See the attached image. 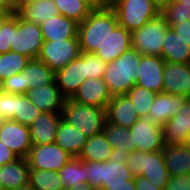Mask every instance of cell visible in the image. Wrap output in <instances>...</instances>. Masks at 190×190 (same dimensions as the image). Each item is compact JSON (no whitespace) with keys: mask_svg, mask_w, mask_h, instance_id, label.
I'll list each match as a JSON object with an SVG mask.
<instances>
[{"mask_svg":"<svg viewBox=\"0 0 190 190\" xmlns=\"http://www.w3.org/2000/svg\"><path fill=\"white\" fill-rule=\"evenodd\" d=\"M118 25L113 9H93L78 25L81 52L95 53Z\"/></svg>","mask_w":190,"mask_h":190,"instance_id":"1","label":"cell"},{"mask_svg":"<svg viewBox=\"0 0 190 190\" xmlns=\"http://www.w3.org/2000/svg\"><path fill=\"white\" fill-rule=\"evenodd\" d=\"M141 56L131 47L119 58L107 63L103 79L112 96L126 95L136 84Z\"/></svg>","mask_w":190,"mask_h":190,"instance_id":"2","label":"cell"},{"mask_svg":"<svg viewBox=\"0 0 190 190\" xmlns=\"http://www.w3.org/2000/svg\"><path fill=\"white\" fill-rule=\"evenodd\" d=\"M124 159L134 177H145L157 188L165 189L170 174L164 163L162 150L155 152L133 150Z\"/></svg>","mask_w":190,"mask_h":190,"instance_id":"3","label":"cell"},{"mask_svg":"<svg viewBox=\"0 0 190 190\" xmlns=\"http://www.w3.org/2000/svg\"><path fill=\"white\" fill-rule=\"evenodd\" d=\"M62 117L88 138L103 132L107 120L106 109L84 105L71 98H66Z\"/></svg>","mask_w":190,"mask_h":190,"instance_id":"4","label":"cell"},{"mask_svg":"<svg viewBox=\"0 0 190 190\" xmlns=\"http://www.w3.org/2000/svg\"><path fill=\"white\" fill-rule=\"evenodd\" d=\"M86 165L88 184L98 190L102 185L129 184L134 176L125 163V159L113 155L107 162L81 160Z\"/></svg>","mask_w":190,"mask_h":190,"instance_id":"5","label":"cell"},{"mask_svg":"<svg viewBox=\"0 0 190 190\" xmlns=\"http://www.w3.org/2000/svg\"><path fill=\"white\" fill-rule=\"evenodd\" d=\"M170 29L160 14L144 26L131 32L132 48L141 55L161 56L164 37Z\"/></svg>","mask_w":190,"mask_h":190,"instance_id":"6","label":"cell"},{"mask_svg":"<svg viewBox=\"0 0 190 190\" xmlns=\"http://www.w3.org/2000/svg\"><path fill=\"white\" fill-rule=\"evenodd\" d=\"M113 10L119 25L130 32L161 14L151 0H124Z\"/></svg>","mask_w":190,"mask_h":190,"instance_id":"7","label":"cell"},{"mask_svg":"<svg viewBox=\"0 0 190 190\" xmlns=\"http://www.w3.org/2000/svg\"><path fill=\"white\" fill-rule=\"evenodd\" d=\"M40 25L20 19L13 13V46L11 51L37 59L43 44Z\"/></svg>","mask_w":190,"mask_h":190,"instance_id":"8","label":"cell"},{"mask_svg":"<svg viewBox=\"0 0 190 190\" xmlns=\"http://www.w3.org/2000/svg\"><path fill=\"white\" fill-rule=\"evenodd\" d=\"M81 54L78 38L58 41H44L38 59L55 73L63 69Z\"/></svg>","mask_w":190,"mask_h":190,"instance_id":"9","label":"cell"},{"mask_svg":"<svg viewBox=\"0 0 190 190\" xmlns=\"http://www.w3.org/2000/svg\"><path fill=\"white\" fill-rule=\"evenodd\" d=\"M129 129V143L134 150L155 152L166 147L162 126L148 118H139Z\"/></svg>","mask_w":190,"mask_h":190,"instance_id":"10","label":"cell"},{"mask_svg":"<svg viewBox=\"0 0 190 190\" xmlns=\"http://www.w3.org/2000/svg\"><path fill=\"white\" fill-rule=\"evenodd\" d=\"M72 158L56 143L33 145L27 157L29 168L59 172Z\"/></svg>","mask_w":190,"mask_h":190,"instance_id":"11","label":"cell"},{"mask_svg":"<svg viewBox=\"0 0 190 190\" xmlns=\"http://www.w3.org/2000/svg\"><path fill=\"white\" fill-rule=\"evenodd\" d=\"M0 141L19 158H27L33 146L29 126L13 120L0 123Z\"/></svg>","mask_w":190,"mask_h":190,"instance_id":"12","label":"cell"},{"mask_svg":"<svg viewBox=\"0 0 190 190\" xmlns=\"http://www.w3.org/2000/svg\"><path fill=\"white\" fill-rule=\"evenodd\" d=\"M86 79V52L55 73L56 85L66 98H71Z\"/></svg>","mask_w":190,"mask_h":190,"instance_id":"13","label":"cell"},{"mask_svg":"<svg viewBox=\"0 0 190 190\" xmlns=\"http://www.w3.org/2000/svg\"><path fill=\"white\" fill-rule=\"evenodd\" d=\"M164 67L161 56L142 55L135 85L155 93L162 92Z\"/></svg>","mask_w":190,"mask_h":190,"instance_id":"14","label":"cell"},{"mask_svg":"<svg viewBox=\"0 0 190 190\" xmlns=\"http://www.w3.org/2000/svg\"><path fill=\"white\" fill-rule=\"evenodd\" d=\"M111 97L103 78H87L71 99L84 105L107 109Z\"/></svg>","mask_w":190,"mask_h":190,"instance_id":"15","label":"cell"},{"mask_svg":"<svg viewBox=\"0 0 190 190\" xmlns=\"http://www.w3.org/2000/svg\"><path fill=\"white\" fill-rule=\"evenodd\" d=\"M165 146L184 145L190 132V100L188 99L179 112L169 119L163 126Z\"/></svg>","mask_w":190,"mask_h":190,"instance_id":"16","label":"cell"},{"mask_svg":"<svg viewBox=\"0 0 190 190\" xmlns=\"http://www.w3.org/2000/svg\"><path fill=\"white\" fill-rule=\"evenodd\" d=\"M189 73L190 64L165 62L162 92L189 97Z\"/></svg>","mask_w":190,"mask_h":190,"instance_id":"17","label":"cell"},{"mask_svg":"<svg viewBox=\"0 0 190 190\" xmlns=\"http://www.w3.org/2000/svg\"><path fill=\"white\" fill-rule=\"evenodd\" d=\"M188 100L186 96L168 94L164 92L156 93L152 102L148 119L163 126L169 119L175 116L184 103Z\"/></svg>","mask_w":190,"mask_h":190,"instance_id":"18","label":"cell"},{"mask_svg":"<svg viewBox=\"0 0 190 190\" xmlns=\"http://www.w3.org/2000/svg\"><path fill=\"white\" fill-rule=\"evenodd\" d=\"M62 118V112H41L29 126L32 145L55 143L57 129Z\"/></svg>","mask_w":190,"mask_h":190,"instance_id":"19","label":"cell"},{"mask_svg":"<svg viewBox=\"0 0 190 190\" xmlns=\"http://www.w3.org/2000/svg\"><path fill=\"white\" fill-rule=\"evenodd\" d=\"M25 95L41 112H62L66 101L56 84L31 88Z\"/></svg>","mask_w":190,"mask_h":190,"instance_id":"20","label":"cell"},{"mask_svg":"<svg viewBox=\"0 0 190 190\" xmlns=\"http://www.w3.org/2000/svg\"><path fill=\"white\" fill-rule=\"evenodd\" d=\"M107 121L125 128L132 127L140 118L127 95L112 96L106 109Z\"/></svg>","mask_w":190,"mask_h":190,"instance_id":"21","label":"cell"},{"mask_svg":"<svg viewBox=\"0 0 190 190\" xmlns=\"http://www.w3.org/2000/svg\"><path fill=\"white\" fill-rule=\"evenodd\" d=\"M131 47V32L118 25L104 43L99 46L95 54L104 62L109 63L119 58Z\"/></svg>","mask_w":190,"mask_h":190,"instance_id":"22","label":"cell"},{"mask_svg":"<svg viewBox=\"0 0 190 190\" xmlns=\"http://www.w3.org/2000/svg\"><path fill=\"white\" fill-rule=\"evenodd\" d=\"M78 25L75 20L59 14L40 24L44 41H58L78 38Z\"/></svg>","mask_w":190,"mask_h":190,"instance_id":"23","label":"cell"},{"mask_svg":"<svg viewBox=\"0 0 190 190\" xmlns=\"http://www.w3.org/2000/svg\"><path fill=\"white\" fill-rule=\"evenodd\" d=\"M15 14L22 20L40 25L60 13L54 0H35L29 3L19 4Z\"/></svg>","mask_w":190,"mask_h":190,"instance_id":"24","label":"cell"},{"mask_svg":"<svg viewBox=\"0 0 190 190\" xmlns=\"http://www.w3.org/2000/svg\"><path fill=\"white\" fill-rule=\"evenodd\" d=\"M29 172L27 158H18L12 163L0 166L2 190H13L29 185Z\"/></svg>","mask_w":190,"mask_h":190,"instance_id":"25","label":"cell"},{"mask_svg":"<svg viewBox=\"0 0 190 190\" xmlns=\"http://www.w3.org/2000/svg\"><path fill=\"white\" fill-rule=\"evenodd\" d=\"M88 137H86L78 128H75L63 118L56 133L55 143L72 157H78Z\"/></svg>","mask_w":190,"mask_h":190,"instance_id":"26","label":"cell"},{"mask_svg":"<svg viewBox=\"0 0 190 190\" xmlns=\"http://www.w3.org/2000/svg\"><path fill=\"white\" fill-rule=\"evenodd\" d=\"M22 72L24 73L25 93L34 87L56 84L55 72L38 58L30 59Z\"/></svg>","mask_w":190,"mask_h":190,"instance_id":"27","label":"cell"},{"mask_svg":"<svg viewBox=\"0 0 190 190\" xmlns=\"http://www.w3.org/2000/svg\"><path fill=\"white\" fill-rule=\"evenodd\" d=\"M161 57L165 62L190 64V46L171 28L164 37Z\"/></svg>","mask_w":190,"mask_h":190,"instance_id":"28","label":"cell"},{"mask_svg":"<svg viewBox=\"0 0 190 190\" xmlns=\"http://www.w3.org/2000/svg\"><path fill=\"white\" fill-rule=\"evenodd\" d=\"M162 155L170 175H190V149L187 146H166Z\"/></svg>","mask_w":190,"mask_h":190,"instance_id":"29","label":"cell"},{"mask_svg":"<svg viewBox=\"0 0 190 190\" xmlns=\"http://www.w3.org/2000/svg\"><path fill=\"white\" fill-rule=\"evenodd\" d=\"M113 156V148L104 132L88 138L78 158L93 162H107Z\"/></svg>","mask_w":190,"mask_h":190,"instance_id":"30","label":"cell"},{"mask_svg":"<svg viewBox=\"0 0 190 190\" xmlns=\"http://www.w3.org/2000/svg\"><path fill=\"white\" fill-rule=\"evenodd\" d=\"M66 190L80 188L81 184H88L86 165L78 157H72L58 172Z\"/></svg>","mask_w":190,"mask_h":190,"instance_id":"31","label":"cell"},{"mask_svg":"<svg viewBox=\"0 0 190 190\" xmlns=\"http://www.w3.org/2000/svg\"><path fill=\"white\" fill-rule=\"evenodd\" d=\"M103 132L107 137L111 147L113 148V155H118L124 158L134 150L129 143V128L115 125L106 120Z\"/></svg>","mask_w":190,"mask_h":190,"instance_id":"32","label":"cell"},{"mask_svg":"<svg viewBox=\"0 0 190 190\" xmlns=\"http://www.w3.org/2000/svg\"><path fill=\"white\" fill-rule=\"evenodd\" d=\"M30 58L15 51L0 54V81L20 73Z\"/></svg>","mask_w":190,"mask_h":190,"instance_id":"33","label":"cell"},{"mask_svg":"<svg viewBox=\"0 0 190 190\" xmlns=\"http://www.w3.org/2000/svg\"><path fill=\"white\" fill-rule=\"evenodd\" d=\"M29 185L35 190H58L64 188L58 172L30 169Z\"/></svg>","mask_w":190,"mask_h":190,"instance_id":"34","label":"cell"},{"mask_svg":"<svg viewBox=\"0 0 190 190\" xmlns=\"http://www.w3.org/2000/svg\"><path fill=\"white\" fill-rule=\"evenodd\" d=\"M41 111L25 94H15V114L14 121L30 126Z\"/></svg>","mask_w":190,"mask_h":190,"instance_id":"35","label":"cell"},{"mask_svg":"<svg viewBox=\"0 0 190 190\" xmlns=\"http://www.w3.org/2000/svg\"><path fill=\"white\" fill-rule=\"evenodd\" d=\"M54 3L60 14L75 20L77 23L83 22L93 10L84 0H54Z\"/></svg>","mask_w":190,"mask_h":190,"instance_id":"36","label":"cell"},{"mask_svg":"<svg viewBox=\"0 0 190 190\" xmlns=\"http://www.w3.org/2000/svg\"><path fill=\"white\" fill-rule=\"evenodd\" d=\"M134 105L140 118H148L156 93L134 85L126 94Z\"/></svg>","mask_w":190,"mask_h":190,"instance_id":"37","label":"cell"},{"mask_svg":"<svg viewBox=\"0 0 190 190\" xmlns=\"http://www.w3.org/2000/svg\"><path fill=\"white\" fill-rule=\"evenodd\" d=\"M161 15L165 18L169 27L179 23L190 21V8L181 6L179 2L173 0Z\"/></svg>","mask_w":190,"mask_h":190,"instance_id":"38","label":"cell"},{"mask_svg":"<svg viewBox=\"0 0 190 190\" xmlns=\"http://www.w3.org/2000/svg\"><path fill=\"white\" fill-rule=\"evenodd\" d=\"M107 63L95 53H86V77L103 78Z\"/></svg>","mask_w":190,"mask_h":190,"instance_id":"39","label":"cell"},{"mask_svg":"<svg viewBox=\"0 0 190 190\" xmlns=\"http://www.w3.org/2000/svg\"><path fill=\"white\" fill-rule=\"evenodd\" d=\"M13 46V14L0 28V54L10 52Z\"/></svg>","mask_w":190,"mask_h":190,"instance_id":"40","label":"cell"},{"mask_svg":"<svg viewBox=\"0 0 190 190\" xmlns=\"http://www.w3.org/2000/svg\"><path fill=\"white\" fill-rule=\"evenodd\" d=\"M15 114V94L2 92L0 94V118L13 120Z\"/></svg>","mask_w":190,"mask_h":190,"instance_id":"41","label":"cell"},{"mask_svg":"<svg viewBox=\"0 0 190 190\" xmlns=\"http://www.w3.org/2000/svg\"><path fill=\"white\" fill-rule=\"evenodd\" d=\"M3 92L11 94H25L24 73L21 71L2 82Z\"/></svg>","mask_w":190,"mask_h":190,"instance_id":"42","label":"cell"},{"mask_svg":"<svg viewBox=\"0 0 190 190\" xmlns=\"http://www.w3.org/2000/svg\"><path fill=\"white\" fill-rule=\"evenodd\" d=\"M164 190H190V175H170Z\"/></svg>","mask_w":190,"mask_h":190,"instance_id":"43","label":"cell"},{"mask_svg":"<svg viewBox=\"0 0 190 190\" xmlns=\"http://www.w3.org/2000/svg\"><path fill=\"white\" fill-rule=\"evenodd\" d=\"M170 28L190 46V21L173 25Z\"/></svg>","mask_w":190,"mask_h":190,"instance_id":"44","label":"cell"},{"mask_svg":"<svg viewBox=\"0 0 190 190\" xmlns=\"http://www.w3.org/2000/svg\"><path fill=\"white\" fill-rule=\"evenodd\" d=\"M19 157L0 141V166L14 162Z\"/></svg>","mask_w":190,"mask_h":190,"instance_id":"45","label":"cell"},{"mask_svg":"<svg viewBox=\"0 0 190 190\" xmlns=\"http://www.w3.org/2000/svg\"><path fill=\"white\" fill-rule=\"evenodd\" d=\"M135 190H163L160 188H157L153 184L150 183L147 178L142 176H136L135 177Z\"/></svg>","mask_w":190,"mask_h":190,"instance_id":"46","label":"cell"},{"mask_svg":"<svg viewBox=\"0 0 190 190\" xmlns=\"http://www.w3.org/2000/svg\"><path fill=\"white\" fill-rule=\"evenodd\" d=\"M101 190H135V177L129 179V184L102 185Z\"/></svg>","mask_w":190,"mask_h":190,"instance_id":"47","label":"cell"},{"mask_svg":"<svg viewBox=\"0 0 190 190\" xmlns=\"http://www.w3.org/2000/svg\"><path fill=\"white\" fill-rule=\"evenodd\" d=\"M0 5L3 6L7 11H11L13 13L16 12V0H0Z\"/></svg>","mask_w":190,"mask_h":190,"instance_id":"48","label":"cell"},{"mask_svg":"<svg viewBox=\"0 0 190 190\" xmlns=\"http://www.w3.org/2000/svg\"><path fill=\"white\" fill-rule=\"evenodd\" d=\"M156 8L162 12L173 0H151Z\"/></svg>","mask_w":190,"mask_h":190,"instance_id":"49","label":"cell"},{"mask_svg":"<svg viewBox=\"0 0 190 190\" xmlns=\"http://www.w3.org/2000/svg\"><path fill=\"white\" fill-rule=\"evenodd\" d=\"M89 4L93 9H102L104 8V0H84Z\"/></svg>","mask_w":190,"mask_h":190,"instance_id":"50","label":"cell"},{"mask_svg":"<svg viewBox=\"0 0 190 190\" xmlns=\"http://www.w3.org/2000/svg\"><path fill=\"white\" fill-rule=\"evenodd\" d=\"M124 0H104V8L113 9Z\"/></svg>","mask_w":190,"mask_h":190,"instance_id":"51","label":"cell"},{"mask_svg":"<svg viewBox=\"0 0 190 190\" xmlns=\"http://www.w3.org/2000/svg\"><path fill=\"white\" fill-rule=\"evenodd\" d=\"M69 190H98L95 187L82 183L80 188H70Z\"/></svg>","mask_w":190,"mask_h":190,"instance_id":"52","label":"cell"},{"mask_svg":"<svg viewBox=\"0 0 190 190\" xmlns=\"http://www.w3.org/2000/svg\"><path fill=\"white\" fill-rule=\"evenodd\" d=\"M13 12L7 11L3 6L0 5V16H11Z\"/></svg>","mask_w":190,"mask_h":190,"instance_id":"53","label":"cell"},{"mask_svg":"<svg viewBox=\"0 0 190 190\" xmlns=\"http://www.w3.org/2000/svg\"><path fill=\"white\" fill-rule=\"evenodd\" d=\"M176 2H179L181 6H185L190 8V0H175Z\"/></svg>","mask_w":190,"mask_h":190,"instance_id":"54","label":"cell"},{"mask_svg":"<svg viewBox=\"0 0 190 190\" xmlns=\"http://www.w3.org/2000/svg\"><path fill=\"white\" fill-rule=\"evenodd\" d=\"M13 190H35V189L31 185H27L24 187L13 189Z\"/></svg>","mask_w":190,"mask_h":190,"instance_id":"55","label":"cell"},{"mask_svg":"<svg viewBox=\"0 0 190 190\" xmlns=\"http://www.w3.org/2000/svg\"><path fill=\"white\" fill-rule=\"evenodd\" d=\"M184 145L187 146L190 149V132L188 133Z\"/></svg>","mask_w":190,"mask_h":190,"instance_id":"56","label":"cell"},{"mask_svg":"<svg viewBox=\"0 0 190 190\" xmlns=\"http://www.w3.org/2000/svg\"><path fill=\"white\" fill-rule=\"evenodd\" d=\"M10 16H0V28Z\"/></svg>","mask_w":190,"mask_h":190,"instance_id":"57","label":"cell"},{"mask_svg":"<svg viewBox=\"0 0 190 190\" xmlns=\"http://www.w3.org/2000/svg\"><path fill=\"white\" fill-rule=\"evenodd\" d=\"M33 1H35V0H16V3L18 6L19 4L29 3V2H33Z\"/></svg>","mask_w":190,"mask_h":190,"instance_id":"58","label":"cell"},{"mask_svg":"<svg viewBox=\"0 0 190 190\" xmlns=\"http://www.w3.org/2000/svg\"><path fill=\"white\" fill-rule=\"evenodd\" d=\"M3 92L2 82L0 81V94Z\"/></svg>","mask_w":190,"mask_h":190,"instance_id":"59","label":"cell"},{"mask_svg":"<svg viewBox=\"0 0 190 190\" xmlns=\"http://www.w3.org/2000/svg\"><path fill=\"white\" fill-rule=\"evenodd\" d=\"M188 80H189V92H190V73H189Z\"/></svg>","mask_w":190,"mask_h":190,"instance_id":"60","label":"cell"},{"mask_svg":"<svg viewBox=\"0 0 190 190\" xmlns=\"http://www.w3.org/2000/svg\"><path fill=\"white\" fill-rule=\"evenodd\" d=\"M0 190H2V182H1V179H0Z\"/></svg>","mask_w":190,"mask_h":190,"instance_id":"61","label":"cell"}]
</instances>
